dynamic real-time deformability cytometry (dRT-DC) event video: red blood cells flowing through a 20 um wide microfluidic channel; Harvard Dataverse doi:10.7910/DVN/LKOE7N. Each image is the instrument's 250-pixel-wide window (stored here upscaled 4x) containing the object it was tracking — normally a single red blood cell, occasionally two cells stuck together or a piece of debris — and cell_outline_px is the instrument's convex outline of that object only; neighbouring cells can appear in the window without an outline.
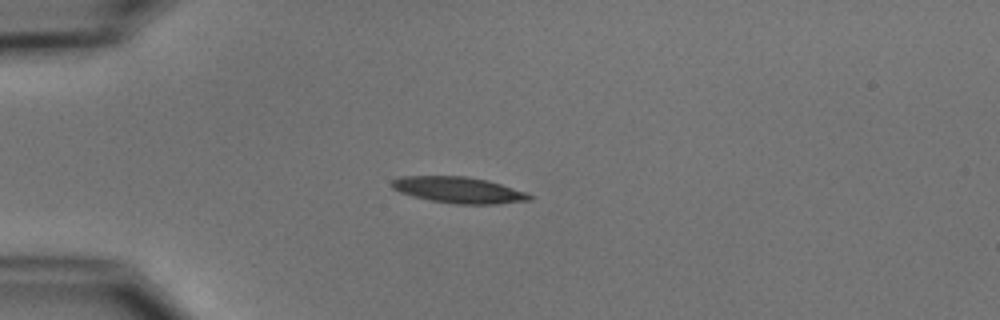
{"species": "common noctule bat (a hibernating species)", "species_latin": "Nyctalus noctula", "temperature_condition": "cold", "stored_images_in_passage": 8, "camera_frame_rate_fps": 3000, "um_per_image_px": 0.085, "animal": {"sex": "male", "body_mass_g": 15.6}, "frame": {"image": 1, "passage_image": 4, "time_ms": 3.667, "image_size_px": [1000, 320], "cell_outline_px": [[532, 200], [500, 204], [456, 204], [432, 200], [400, 192], [392, 188], [392, 180], [400, 176], [468, 176], [488, 180], [528, 192], [532, 196]], "centroid_in_image_um": [39.05, 16.14], "position_along_channel_um": 45.9, "area_um2": 21.04}}